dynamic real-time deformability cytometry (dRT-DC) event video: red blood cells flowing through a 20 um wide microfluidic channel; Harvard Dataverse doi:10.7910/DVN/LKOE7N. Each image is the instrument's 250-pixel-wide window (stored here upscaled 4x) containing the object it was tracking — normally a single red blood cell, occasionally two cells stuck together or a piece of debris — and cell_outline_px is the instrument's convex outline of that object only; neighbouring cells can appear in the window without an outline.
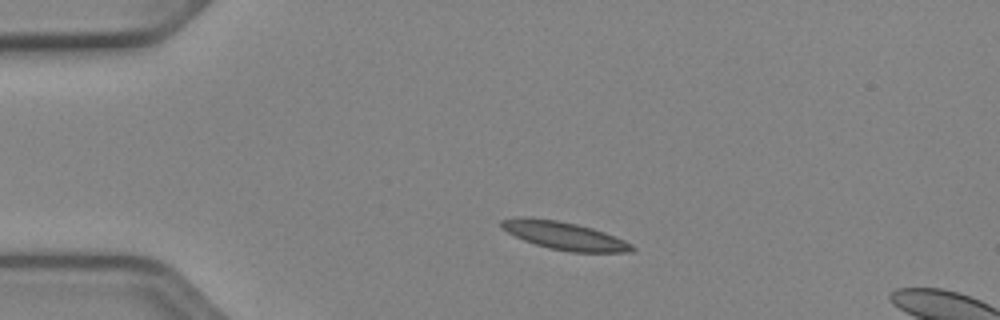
{"species": "Egyptian fruit bat (a non-hibernating species)", "species_latin": "Rousettus aegyptiacus", "temperature_condition": "cold", "stored_images_in_passage": 13, "camera_frame_rate_fps": 3000, "um_per_image_px": 0.085, "animal": {"sex": "female"}, "frame": {"image": 1, "passage_image": 8, "time_ms": 2.333, "image_size_px": [1000, 320], "cell_outline_px": [[636, 248], [632, 252], [568, 252], [548, 248], [524, 240], [500, 228], [500, 220], [516, 216], [528, 216], [556, 220], [576, 224], [592, 228], [604, 232], [624, 240], [632, 244]], "centroid_in_image_um": [47.93, 20.02], "position_along_channel_um": 37.1, "area_um2": 21.39}}